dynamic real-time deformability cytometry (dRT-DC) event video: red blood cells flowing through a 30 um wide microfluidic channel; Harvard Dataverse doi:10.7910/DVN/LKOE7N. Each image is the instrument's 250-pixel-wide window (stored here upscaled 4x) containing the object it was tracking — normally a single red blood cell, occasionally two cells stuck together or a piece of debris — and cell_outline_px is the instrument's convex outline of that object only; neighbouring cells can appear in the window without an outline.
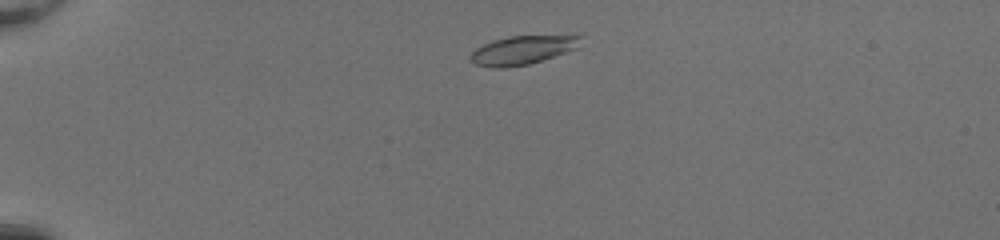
{"species": "common noctule bat (a hibernating species)", "species_latin": "Nyctalus noctula", "temperature_condition": "room temperature", "stored_images_in_passage": 42, "camera_frame_rate_fps": 3000, "um_per_image_px": 0.085, "animal": {"sex": "female", "body_mass_g": 20.0, "forearm_length_mm": 54.0}, "frame": {"image": 1, "passage_image": 4, "time_ms": 1.0, "image_size_px": [1000, 240], "cell_outline_px": [[584, 36], [580, 48], [528, 64], [504, 68], [496, 68], [476, 64], [468, 56], [476, 48], [492, 40], [508, 36]], "centroid_in_image_um": [44.44, 4.25], "position_along_channel_um": 40.6, "area_um2": 18.38}}
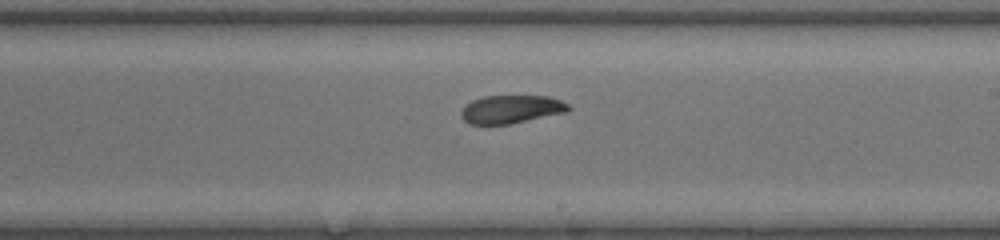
{"frame": {"image": 2, "passage_image": 23, "time_ms": 7.333, "image_size_px": [1000, 240], "cell_outline_px": [[572, 108], [568, 112], [508, 124], [468, 124], [460, 116], [460, 112], [464, 104], [472, 100], [484, 96], [548, 96], [560, 100], [568, 104]], "centroid_in_image_um": [43.43, 9.28], "position_along_channel_um": 245.6, "area_um2": 17.74}}
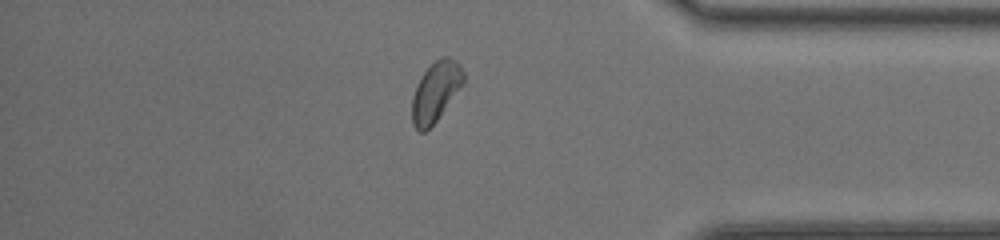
{"frame": {"image": 3, "passage_image": 35, "time_ms": 11.333, "image_size_px": [1000, 240], "cell_outline_px": [[464, 84], [436, 120], [424, 132], [420, 132], [412, 124], [412, 96], [416, 84], [424, 72], [440, 56], [448, 56], [456, 60], [460, 64], [464, 72]], "centroid_in_image_um": [37.04, 7.76], "position_along_channel_um": 398.2, "area_um2": 17.92}, "authors_computed_cell_mechanics": {"area_um2": 18.4093, "velocity_mm_per_s": 4.2162, "shape_relaxation_time_tau1_ms": 5.0048, "shape_relaxation_time_tau2_ms": 5.4426, "deformation_change_tau1": 0.1251, "deformation_change_tau2": 0.1206}}